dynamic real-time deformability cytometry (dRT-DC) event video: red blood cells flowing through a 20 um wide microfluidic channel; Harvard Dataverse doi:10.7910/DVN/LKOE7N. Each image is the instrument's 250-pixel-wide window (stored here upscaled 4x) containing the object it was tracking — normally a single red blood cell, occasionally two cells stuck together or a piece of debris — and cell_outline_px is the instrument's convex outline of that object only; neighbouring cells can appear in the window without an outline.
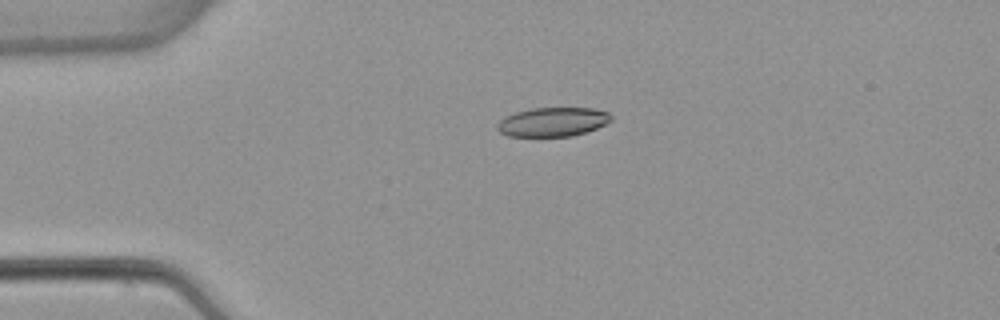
{"species": "common noctule bat (a hibernating species)", "species_latin": "Nyctalus noctula", "temperature_condition": "warm", "stored_images_in_passage": 3, "camera_frame_rate_fps": 3000, "um_per_image_px": 0.085, "animal": {"sex": "female", "body_mass_g": 22.7, "forearm_length_mm": 54.2}, "frame": {"image": 1, "passage_image": 2, "time_ms": 1.333, "image_size_px": [1000, 320], "cell_outline_px": [[612, 120], [596, 128], [572, 136], [508, 136], [500, 132], [496, 128], [496, 124], [504, 116], [516, 112], [532, 108], [592, 108], [608, 112], [612, 116]], "centroid_in_image_um": [46.95, 10.36], "position_along_channel_um": 38.0, "area_um2": 19.25}}